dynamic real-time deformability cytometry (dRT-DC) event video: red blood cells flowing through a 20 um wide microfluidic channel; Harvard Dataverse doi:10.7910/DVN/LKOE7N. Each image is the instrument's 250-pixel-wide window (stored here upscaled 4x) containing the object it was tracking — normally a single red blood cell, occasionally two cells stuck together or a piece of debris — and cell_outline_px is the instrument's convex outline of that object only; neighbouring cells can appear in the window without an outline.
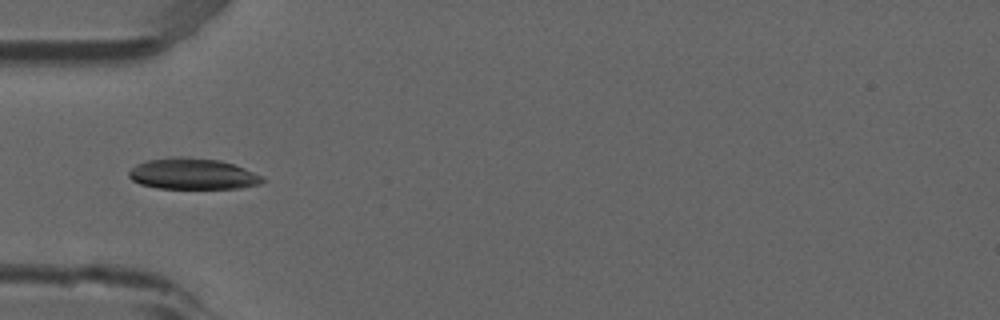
{"species": "common noctule bat (a hibernating species)", "species_latin": "Nyctalus noctula", "temperature_condition": "room temperature", "stored_images_in_passage": 4, "camera_frame_rate_fps": 3000, "um_per_image_px": 0.085, "animal": {"sex": "male", "forearm_length_mm": 52.5}, "frame": {"image": 1, "passage_image": 4, "time_ms": 1.0, "image_size_px": [1000, 320], "cell_outline_px": [[264, 180], [260, 184], [240, 188], [156, 188], [140, 184], [132, 180], [128, 176], [128, 172], [136, 164], [148, 160], [172, 156], [184, 156], [220, 160], [244, 168], [264, 176]], "centroid_in_image_um": [16.37, 14.77], "position_along_channel_um": 68.6, "area_um2": 24.33}}